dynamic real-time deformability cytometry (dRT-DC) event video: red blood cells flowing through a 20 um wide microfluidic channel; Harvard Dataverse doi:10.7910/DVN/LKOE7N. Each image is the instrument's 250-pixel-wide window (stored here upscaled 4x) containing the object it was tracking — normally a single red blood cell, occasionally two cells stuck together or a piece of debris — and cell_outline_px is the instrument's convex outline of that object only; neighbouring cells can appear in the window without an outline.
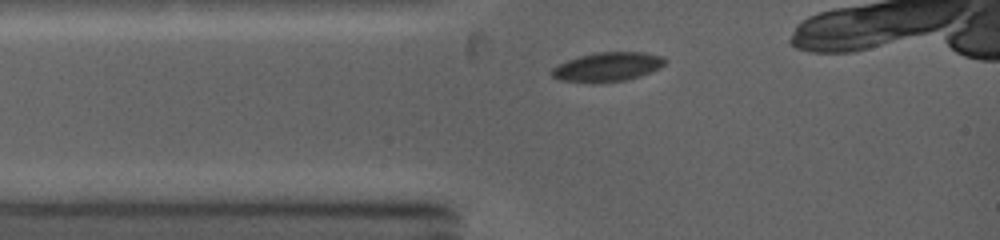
{"species": "common noctule bat (a hibernating species)", "species_latin": "Nyctalus noctula", "temperature_condition": "warm", "stored_images_in_passage": 8, "camera_frame_rate_fps": 5000, "um_per_image_px": 0.085, "animal": {"sex": "female", "body_mass_g": 19.0, "forearm_length_mm": 53.3}, "frame": {"image": 1, "passage_image": 3, "time_ms": 1.4, "image_size_px": [1000, 240], "cell_outline_px": [[668, 60], [660, 68], [640, 76], [624, 80], [560, 80], [552, 76], [548, 72], [552, 68], [568, 60], [580, 56], [596, 52], [644, 52], [664, 56]], "centroid_in_image_um": [51.7, 5.63], "position_along_channel_um": 33.3, "area_um2": 18.55}}
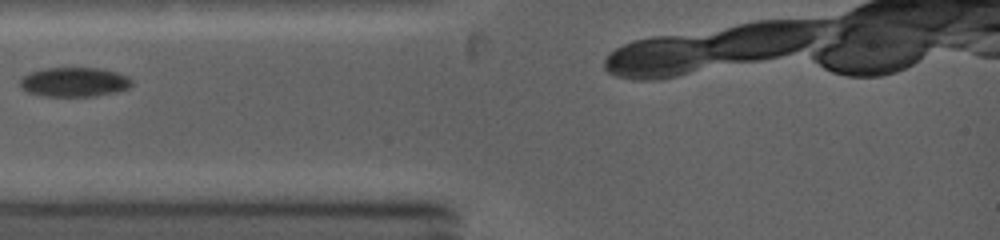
{"frame": {"image": 2, "passage_image": 5, "time_ms": 2.6, "image_size_px": [1000, 240], "cell_outline_px": [[132, 84], [128, 88], [116, 92], [96, 96], [40, 96], [28, 92], [20, 88], [20, 76], [44, 68], [96, 68], [116, 72], [128, 76], [132, 80]], "centroid_in_image_um": [6.28, 6.98], "position_along_channel_um": 78.7, "area_um2": 19.25}}